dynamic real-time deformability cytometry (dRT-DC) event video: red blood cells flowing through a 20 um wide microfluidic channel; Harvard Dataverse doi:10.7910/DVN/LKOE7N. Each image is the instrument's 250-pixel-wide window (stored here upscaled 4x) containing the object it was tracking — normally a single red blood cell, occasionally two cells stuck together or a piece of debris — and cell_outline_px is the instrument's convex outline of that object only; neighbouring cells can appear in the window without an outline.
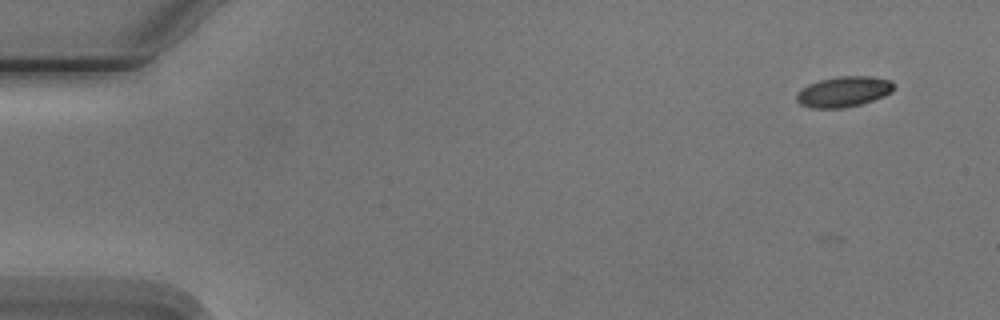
{"species": "Egyptian fruit bat (a non-hibernating species)", "species_latin": "Rousettus aegyptiacus", "temperature_condition": "cold", "stored_images_in_passage": 5, "camera_frame_rate_fps": 3000, "um_per_image_px": 0.085, "animal": {"sex": "male"}, "frame": {"image": 1, "passage_image": 2, "time_ms": 1.333, "image_size_px": [1000, 320], "cell_outline_px": [[892, 92], [884, 96], [860, 104], [844, 108], [812, 108], [800, 104], [796, 100], [796, 96], [800, 88], [808, 84], [820, 80], [840, 76], [872, 76], [892, 80]], "centroid_in_image_um": [71.68, 7.79], "position_along_channel_um": 13.3, "area_um2": 17.28}}
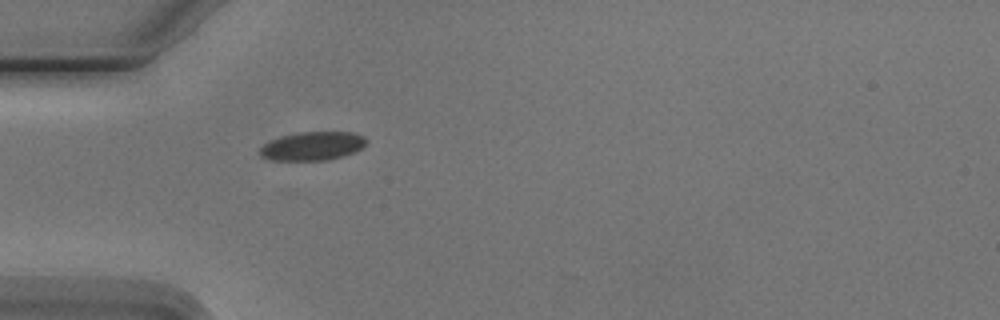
{"frame": {"image": 2, "passage_image": 5, "time_ms": 5.667, "image_size_px": [1000, 320], "cell_outline_px": [[368, 140], [364, 148], [356, 152], [344, 156], [328, 160], [268, 160], [260, 156], [260, 148], [264, 144], [272, 140], [284, 136], [300, 132], [352, 132], [364, 136]], "centroid_in_image_um": [26.62, 12.42], "position_along_channel_um": 58.4, "area_um2": 17.86}}